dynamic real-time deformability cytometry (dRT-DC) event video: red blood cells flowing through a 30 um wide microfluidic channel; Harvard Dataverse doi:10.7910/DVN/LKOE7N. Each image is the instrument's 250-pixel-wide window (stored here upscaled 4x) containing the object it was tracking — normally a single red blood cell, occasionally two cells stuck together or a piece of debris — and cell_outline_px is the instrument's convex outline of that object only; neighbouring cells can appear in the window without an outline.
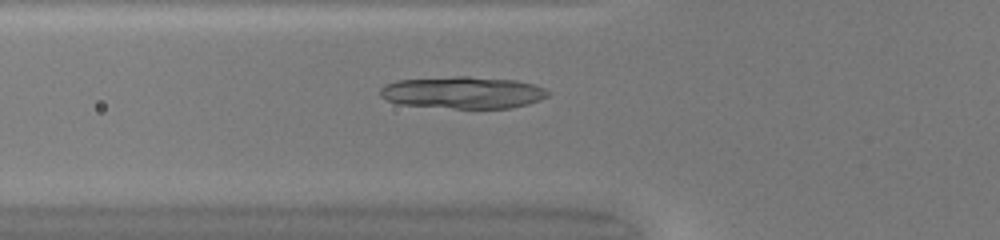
{"species": "common noctule bat (a hibernating species)", "species_latin": "Nyctalus noctula", "temperature_condition": "warm", "stored_images_in_passage": 37, "camera_frame_rate_fps": 3000, "um_per_image_px": 0.085, "animal": {"sex": "female", "body_mass_g": 20.0, "forearm_length_mm": 54.0}, "frame": {"image": 1, "passage_image": 6, "time_ms": 1.667, "image_size_px": [1000, 240], "cell_outline_px": [[552, 92], [548, 96], [540, 100], [528, 104], [512, 108], [452, 108], [400, 104], [388, 100], [380, 96], [380, 88], [384, 84], [396, 80], [456, 76], [468, 76], [516, 80], [532, 84], [544, 88]], "centroid_in_image_um": [39.36, 7.86], "position_along_channel_um": 86.4, "area_um2": 31.44}}
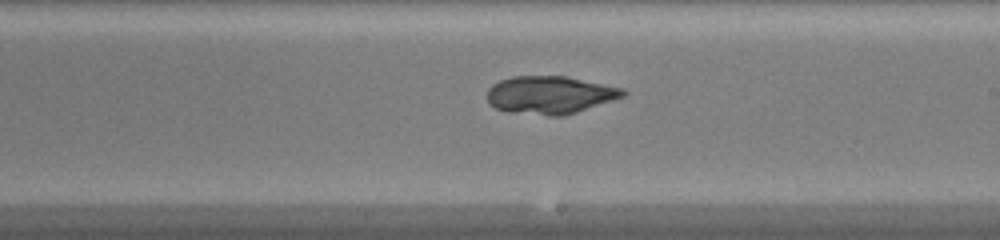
{"frame": {"image": 2, "passage_image": 17, "time_ms": 5.333, "image_size_px": [1000, 240], "cell_outline_px": [[628, 92], [624, 96], [564, 116], [548, 116], [508, 112], [496, 108], [488, 104], [488, 88], [492, 84], [500, 80], [512, 76], [564, 76], [624, 88]], "centroid_in_image_um": [46.72, 8.07], "position_along_channel_um": 242.3, "area_um2": 30.0}}
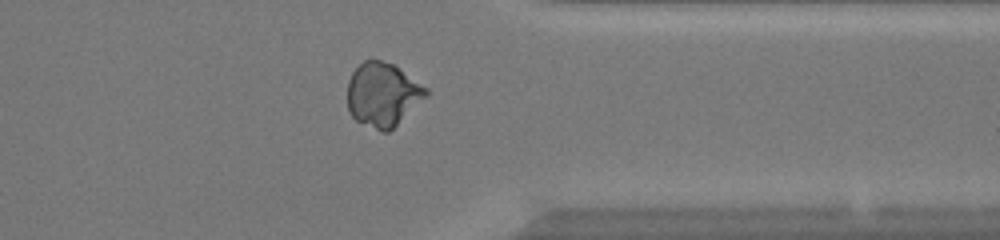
{"frame": {"image": 3, "passage_image": 27, "time_ms": 8.667, "image_size_px": [1000, 240], "cell_outline_px": [[428, 96], [388, 132], [380, 132], [356, 120], [348, 112], [348, 80], [352, 72], [364, 60], [380, 60], [392, 64], [428, 88]], "centroid_in_image_um": [32.52, 8.05], "position_along_channel_um": 378.9, "area_um2": 29.13}, "authors_computed_cell_mechanics": {"area_um2": 29.7092, "velocity_mm_per_s": 4.2442, "shape_relaxation_time_tau1_ms": 9.3146, "shape_relaxation_time_tau2_ms": 1.345, "deformation_change_tau1": 0.3344, "deformation_change_tau2": 0.0558}}